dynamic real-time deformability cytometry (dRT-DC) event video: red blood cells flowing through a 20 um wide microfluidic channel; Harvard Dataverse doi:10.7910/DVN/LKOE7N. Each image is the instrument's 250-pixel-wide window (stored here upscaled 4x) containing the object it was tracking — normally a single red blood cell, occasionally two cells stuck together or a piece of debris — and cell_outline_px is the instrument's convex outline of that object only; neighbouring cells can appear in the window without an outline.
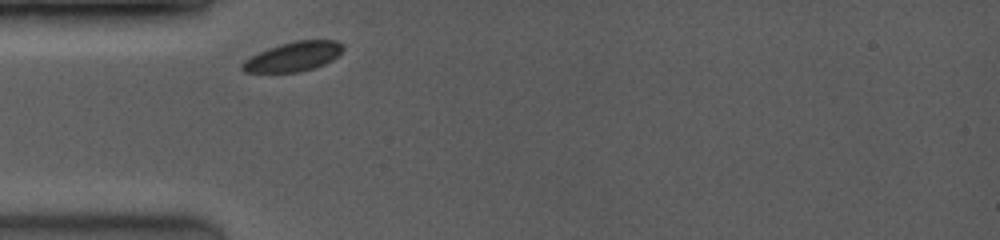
{"species": "common noctule bat (a hibernating species)", "species_latin": "Nyctalus noctula", "temperature_condition": "room temperature", "stored_images_in_passage": 3, "segment_of_instrument_passage": [2, 2], "camera_frame_rate_fps": 3500, "um_per_image_px": 0.085, "animal": {"sex": "female", "body_mass_g": 19.0, "forearm_length_mm": 53.3}, "frame": {"image": 1, "passage_image": 2, "time_ms": 1.429, "image_size_px": [1000, 240], "cell_outline_px": [[344, 48], [332, 60], [324, 64], [300, 72], [244, 72], [240, 68], [240, 64], [244, 60], [268, 48], [280, 44], [296, 40], [336, 40], [344, 44]], "centroid_in_image_um": [24.93, 4.8], "position_along_channel_um": 60.1, "area_um2": 17.22}}